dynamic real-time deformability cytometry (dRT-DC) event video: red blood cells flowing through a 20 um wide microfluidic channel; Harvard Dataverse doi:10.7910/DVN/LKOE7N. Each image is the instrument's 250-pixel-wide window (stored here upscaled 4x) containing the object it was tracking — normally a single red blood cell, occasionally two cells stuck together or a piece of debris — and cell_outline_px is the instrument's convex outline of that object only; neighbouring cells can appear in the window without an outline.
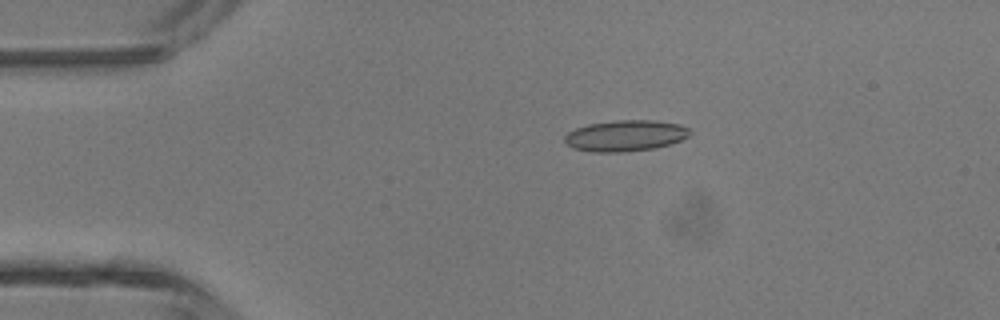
{"species": "common noctule bat (a hibernating species)", "species_latin": "Nyctalus noctula", "temperature_condition": "room temperature", "stored_images_in_passage": 2, "camera_frame_rate_fps": 3000, "um_per_image_px": 0.085, "animal": {"sex": "male", "body_mass_g": 13.3}, "frame": {"image": 1, "passage_image": 1, "time_ms": 0.0, "image_size_px": [1000, 320], "cell_outline_px": [[692, 132], [688, 136], [680, 140], [656, 148], [624, 152], [592, 152], [572, 148], [564, 140], [564, 136], [568, 132], [576, 128], [588, 124], [616, 120], [656, 120], [680, 124], [688, 128]], "centroid_in_image_um": [53.16, 11.53], "position_along_channel_um": 31.8, "area_um2": 22.77}}